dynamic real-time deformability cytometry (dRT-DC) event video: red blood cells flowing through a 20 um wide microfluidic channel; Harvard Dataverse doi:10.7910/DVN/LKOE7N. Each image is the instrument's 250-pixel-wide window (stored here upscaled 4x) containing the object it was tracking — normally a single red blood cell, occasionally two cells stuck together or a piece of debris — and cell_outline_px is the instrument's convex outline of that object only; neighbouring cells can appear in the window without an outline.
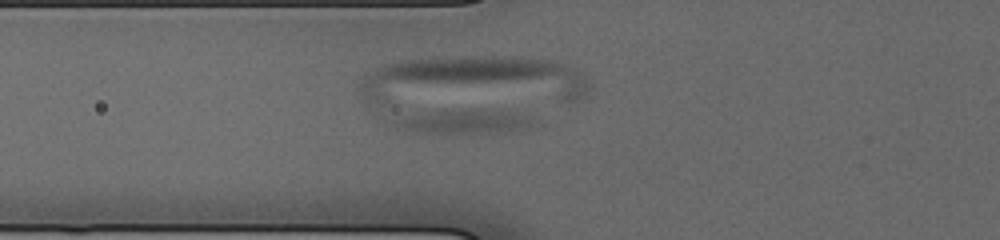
{"species": "human", "species_latin": "Homo sapiens", "temperature_condition": "cold", "stored_images_in_passage": 33, "camera_frame_rate_fps": 3000, "um_per_image_px": 0.085, "donor": {"sex": "male"}, "frame": {"image": 1, "passage_image": 7, "time_ms": 2.0, "image_size_px": [1000, 240], "cell_outline_px": [[540, 124], [528, 128], [512, 132], [412, 132], [396, 128], [388, 124], [384, 120], [460, 108], [500, 108], [528, 116], [536, 120]], "centroid_in_image_um": [39.54, 10.31], "position_along_channel_um": 86.3, "area_um2": 20.35}}